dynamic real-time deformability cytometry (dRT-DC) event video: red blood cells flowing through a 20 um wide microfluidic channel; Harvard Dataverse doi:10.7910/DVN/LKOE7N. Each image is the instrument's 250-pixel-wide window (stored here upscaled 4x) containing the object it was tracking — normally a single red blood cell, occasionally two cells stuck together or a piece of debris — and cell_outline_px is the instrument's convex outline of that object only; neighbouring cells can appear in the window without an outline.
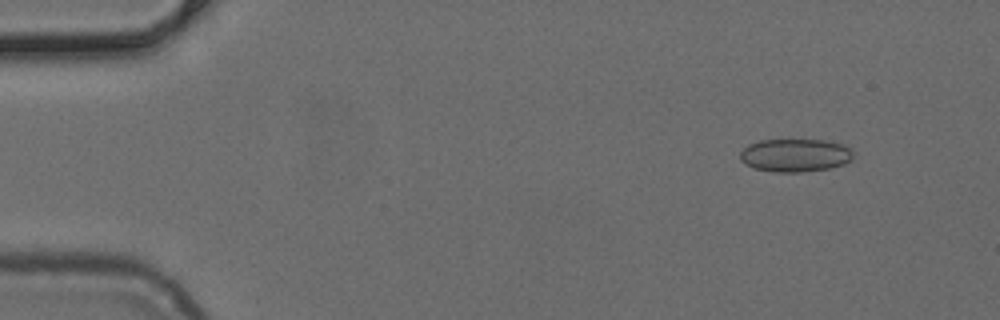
{"species": "common noctule bat (a hibernating species)", "species_latin": "Nyctalus noctula", "temperature_condition": "cold", "stored_images_in_passage": 47, "camera_frame_rate_fps": 3000, "um_per_image_px": 0.085, "animal": {"sex": "female", "body_mass_g": 24.6, "forearm_length_mm": 56.2}, "frame": {"image": 1, "passage_image": 2, "time_ms": 0.333, "image_size_px": [1000, 320], "cell_outline_px": [[852, 160], [844, 164], [828, 168], [800, 172], [776, 172], [756, 168], [744, 164], [740, 160], [740, 152], [748, 144], [760, 140], [828, 140], [844, 144], [852, 148]], "centroid_in_image_um": [67.6, 13.18], "position_along_channel_um": 17.4, "area_um2": 21.91}}
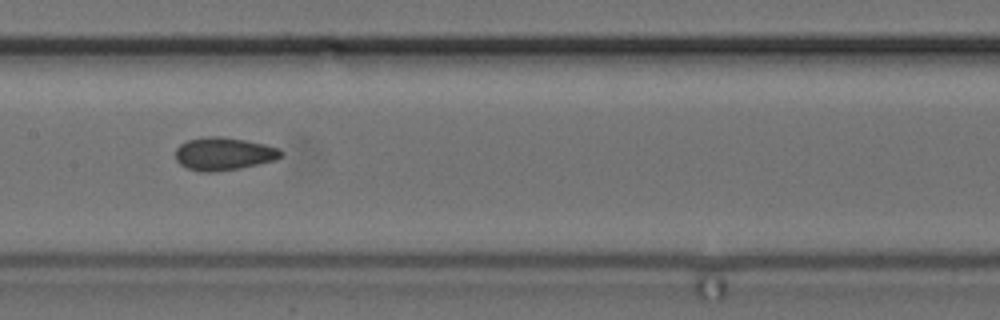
{"frame": {"image": 2, "passage_image": 22, "time_ms": 7.0, "image_size_px": [1000, 320], "cell_outline_px": [[284, 152], [276, 160], [240, 168], [216, 172], [200, 172], [188, 168], [180, 164], [176, 160], [176, 148], [180, 144], [188, 140], [208, 136], [220, 136], [244, 140], [264, 144], [280, 148]], "centroid_in_image_um": [19.02, 13.08], "position_along_channel_um": 188.4, "area_um2": 20.23}}
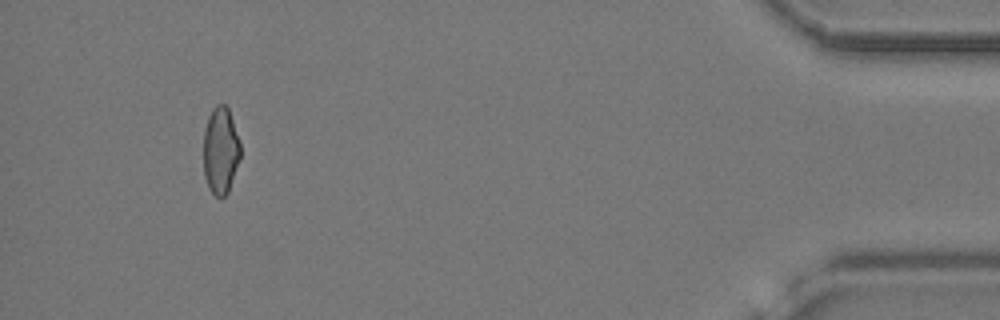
{"frame": {"image": 3, "passage_image": 44, "time_ms": 14.333, "image_size_px": [1000, 320], "cell_outline_px": [[240, 156], [228, 192], [220, 200], [208, 188], [204, 176], [204, 128], [208, 116], [212, 108], [216, 104], [224, 104], [228, 108], [240, 140]], "centroid_in_image_um": [18.74, 12.79], "position_along_channel_um": 416.5, "area_um2": 18.84}}